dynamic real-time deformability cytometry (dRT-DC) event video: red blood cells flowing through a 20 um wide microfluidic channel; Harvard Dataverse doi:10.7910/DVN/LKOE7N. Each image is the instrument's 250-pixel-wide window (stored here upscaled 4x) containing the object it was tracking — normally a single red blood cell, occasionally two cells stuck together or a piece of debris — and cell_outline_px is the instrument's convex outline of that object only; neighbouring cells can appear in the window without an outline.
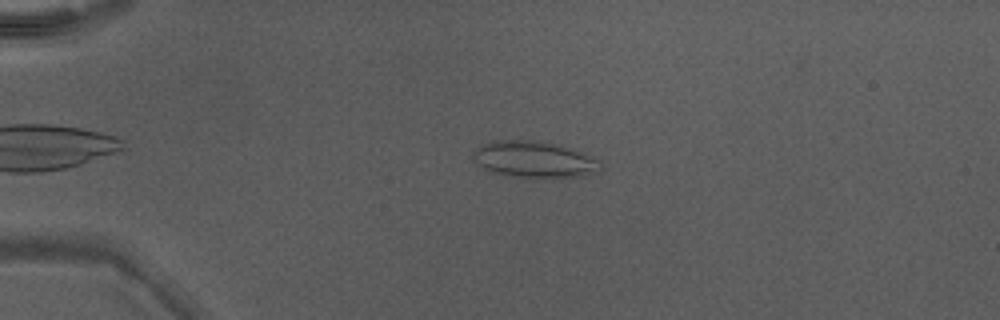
{"species": "Egyptian fruit bat (a non-hibernating species)", "species_latin": "Rousettus aegyptiacus", "temperature_condition": "warm", "stored_images_in_passage": 44, "camera_frame_rate_fps": 3000, "um_per_image_px": 0.085, "animal": {"sex": "male"}, "frame": {"image": 1, "passage_image": 8, "time_ms": 2.333, "image_size_px": [1000, 320], "cell_outline_px": [[600, 168], [596, 172], [584, 176], [552, 180], [536, 180], [512, 176], [492, 172], [484, 168], [472, 160], [472, 152], [476, 148], [484, 144], [496, 140], [536, 140], [572, 148], [600, 160]], "centroid_in_image_um": [45.42, 13.6], "position_along_channel_um": 39.6, "area_um2": 27.86}}
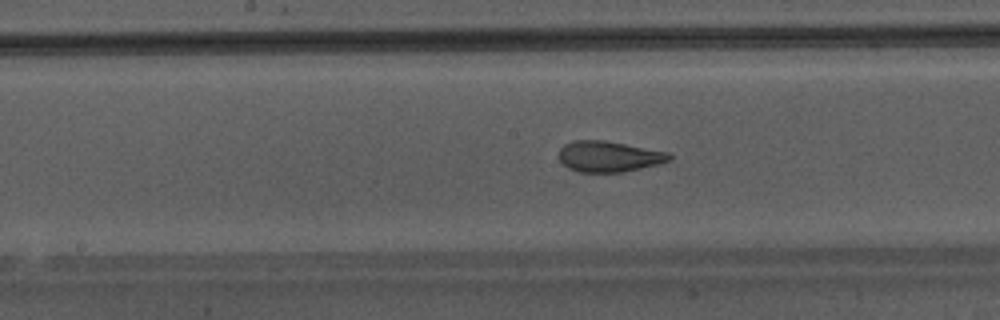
{"frame": {"image": 2, "passage_image": 22, "time_ms": 7.0, "image_size_px": [1000, 320], "cell_outline_px": [[672, 160], [660, 164], [624, 172], [576, 172], [568, 168], [560, 160], [560, 148], [564, 144], [576, 140], [604, 140], [668, 152], [672, 156]], "centroid_in_image_um": [51.78, 13.31], "position_along_channel_um": 196.4, "area_um2": 19.88}}
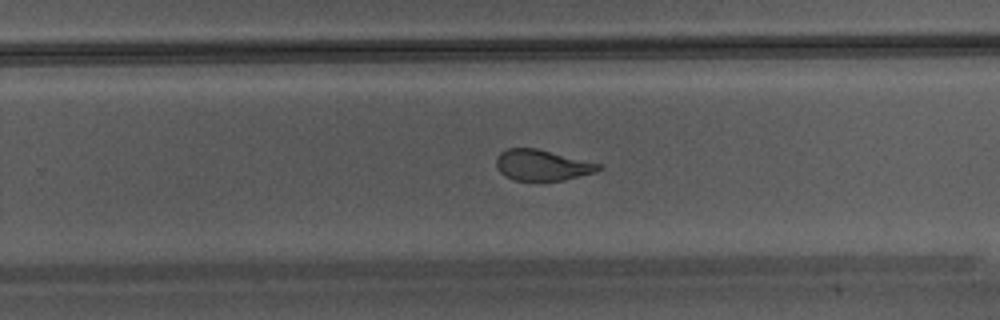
{"frame": {"image": 3, "passage_image": 28, "time_ms": 9.0, "image_size_px": [1000, 320], "cell_outline_px": [[604, 168], [596, 172], [564, 180], [516, 180], [504, 176], [496, 168], [496, 156], [500, 152], [508, 148], [536, 148], [600, 164]], "centroid_in_image_um": [46.06, 14.03], "position_along_channel_um": 283.7, "area_um2": 18.32}}